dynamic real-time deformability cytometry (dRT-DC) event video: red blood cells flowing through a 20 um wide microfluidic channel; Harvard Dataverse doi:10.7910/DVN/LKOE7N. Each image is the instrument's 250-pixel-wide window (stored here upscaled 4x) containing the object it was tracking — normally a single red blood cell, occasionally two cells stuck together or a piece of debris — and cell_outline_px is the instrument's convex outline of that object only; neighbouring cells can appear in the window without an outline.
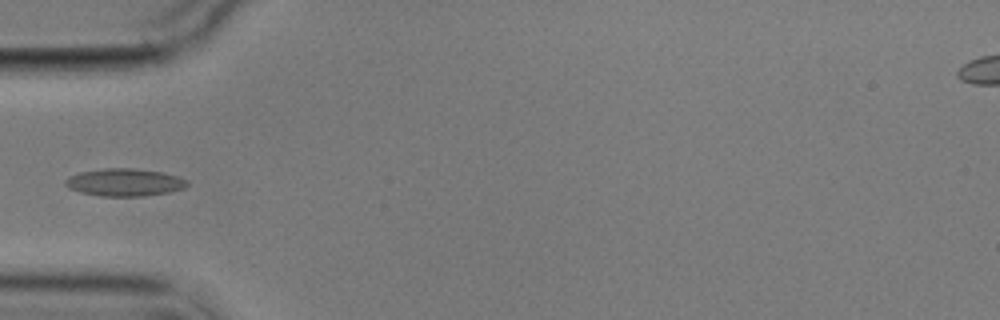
{"species": "common noctule bat (a hibernating species)", "species_latin": "Nyctalus noctula", "temperature_condition": "cold", "stored_images_in_passage": 5, "camera_frame_rate_fps": 3000, "um_per_image_px": 0.085, "animal": {"sex": "male", "body_mass_g": 17.9}, "frame": {"image": 1, "passage_image": 5, "time_ms": 4.667, "image_size_px": [1000, 320], "cell_outline_px": [[188, 184], [184, 188], [168, 192], [144, 196], [100, 196], [80, 192], [68, 188], [64, 184], [64, 180], [68, 176], [80, 172], [104, 168], [132, 168], [160, 172], [176, 176], [188, 180]], "centroid_in_image_um": [10.54, 15.5], "position_along_channel_um": 74.5, "area_um2": 19.54}}